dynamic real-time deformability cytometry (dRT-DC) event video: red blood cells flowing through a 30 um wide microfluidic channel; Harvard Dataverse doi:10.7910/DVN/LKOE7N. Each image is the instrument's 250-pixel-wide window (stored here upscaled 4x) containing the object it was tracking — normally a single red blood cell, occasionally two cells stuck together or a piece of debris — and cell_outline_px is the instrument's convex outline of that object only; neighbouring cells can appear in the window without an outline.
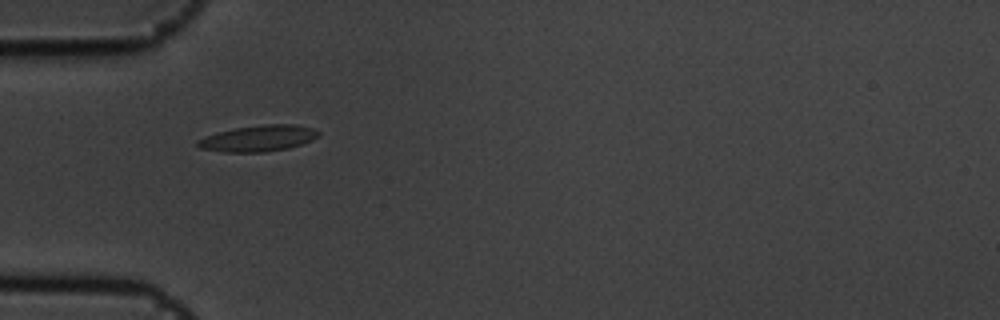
{"species": "common noctule bat (a hibernating species)", "species_latin": "Nyctalus noctula", "temperature_condition": "cold", "stored_images_in_passage": 5, "camera_frame_rate_fps": 3000, "um_per_image_px": 0.085, "animal": {"sex": "male", "body_mass_g": 19.5, "forearm_length_mm": 54.6}, "frame": {"image": 1, "passage_image": 1, "time_ms": 0.0, "image_size_px": [1000, 320], "cell_outline_px": [[320, 136], [312, 140], [288, 148], [264, 152], [224, 152], [200, 148], [196, 144], [196, 140], [204, 136], [216, 132], [236, 128], [264, 124], [296, 124], [312, 128], [320, 132]], "centroid_in_image_um": [21.95, 11.75], "position_along_channel_um": 63.1, "area_um2": 18.5}}
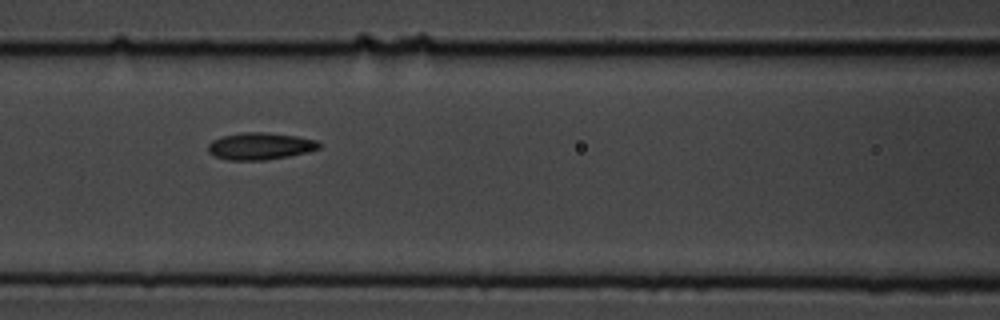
{"frame": {"image": 2, "passage_image": 3, "time_ms": 0.667, "image_size_px": [1000, 320], "cell_outline_px": [[320, 148], [308, 152], [288, 156], [264, 160], [228, 160], [216, 156], [208, 152], [208, 144], [212, 140], [220, 136], [244, 132], [264, 132], [296, 136], [320, 140]], "centroid_in_image_um": [22.12, 12.41], "position_along_channel_um": 144.5, "area_um2": 17.57}}
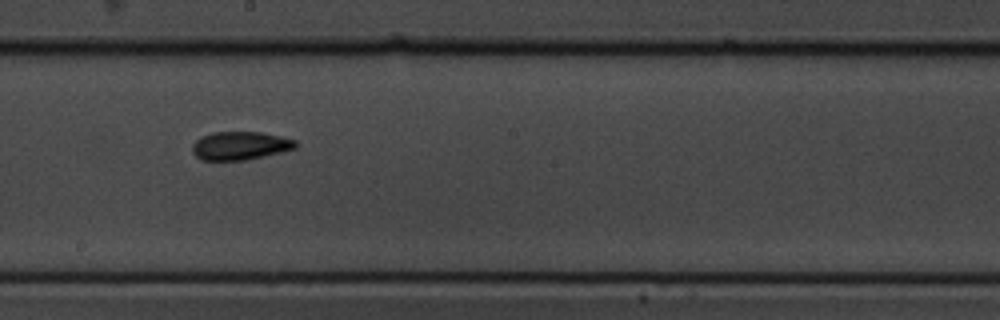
{"frame": {"image": 3, "passage_image": 5, "time_ms": 1.333, "image_size_px": [1000, 320], "cell_outline_px": [[300, 144], [296, 148], [264, 156], [244, 160], [200, 160], [192, 152], [192, 144], [200, 136], [212, 132], [260, 132], [280, 136], [296, 140]], "centroid_in_image_um": [20.4, 12.38], "position_along_channel_um": 227.8, "area_um2": 17.17}}